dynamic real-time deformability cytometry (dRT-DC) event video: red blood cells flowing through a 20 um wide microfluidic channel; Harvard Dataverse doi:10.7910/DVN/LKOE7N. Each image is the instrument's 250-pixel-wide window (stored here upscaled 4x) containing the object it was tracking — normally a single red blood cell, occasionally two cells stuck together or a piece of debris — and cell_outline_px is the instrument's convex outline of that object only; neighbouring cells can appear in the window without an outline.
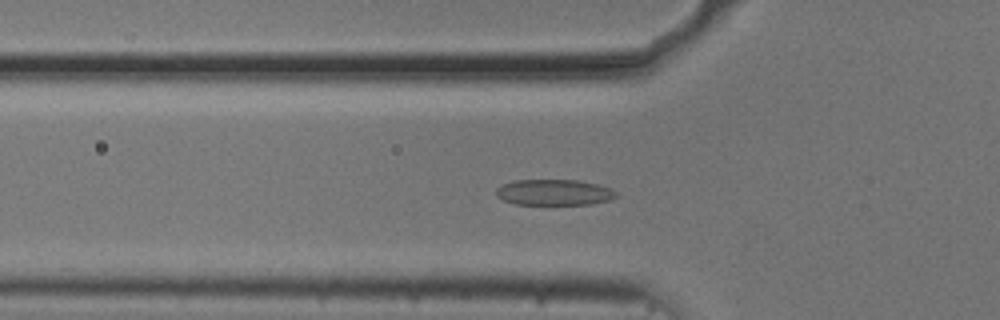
{"species": "common noctule bat (a hibernating species)", "species_latin": "Nyctalus noctula", "temperature_condition": "cold", "stored_images_in_passage": 42, "camera_frame_rate_fps": 3000, "um_per_image_px": 0.085, "animal": {"sex": "male", "body_mass_g": 20.5, "forearm_length_mm": 52.5}, "frame": {"image": 1, "passage_image": 6, "time_ms": 1.667, "image_size_px": [1000, 320], "cell_outline_px": [[616, 196], [608, 200], [592, 204], [516, 204], [504, 200], [496, 196], [496, 188], [504, 184], [516, 180], [576, 180], [596, 184], [612, 188], [616, 192]], "centroid_in_image_um": [47.09, 16.35], "position_along_channel_um": 78.7, "area_um2": 17.92}}
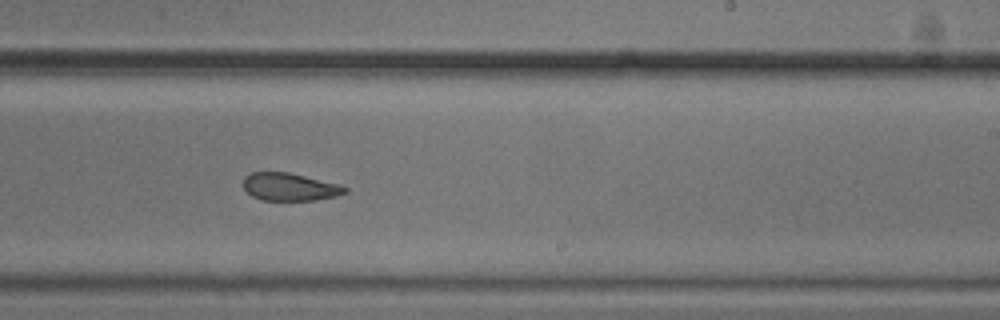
{"frame": {"image": 2, "passage_image": 21, "time_ms": 6.667, "image_size_px": [1000, 320], "cell_outline_px": [[348, 192], [336, 196], [316, 200], [260, 200], [252, 196], [244, 188], [244, 176], [252, 172], [288, 172], [340, 184], [348, 188]], "centroid_in_image_um": [24.64, 15.88], "position_along_channel_um": 264.4, "area_um2": 16.47}}
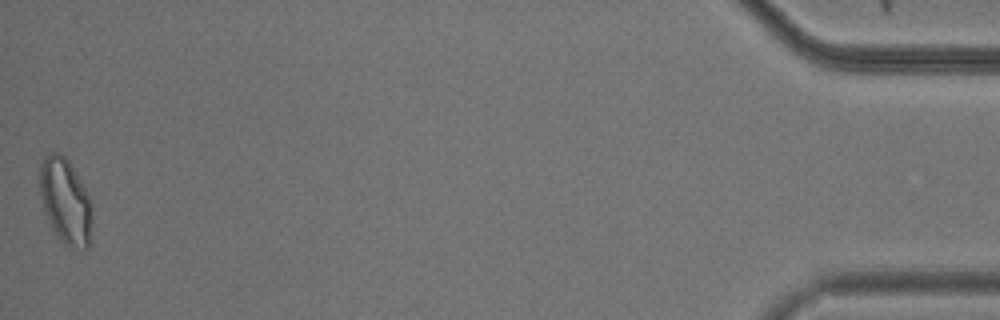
{"frame": {"image": 3, "passage_image": 42, "time_ms": 13.667, "image_size_px": [1000, 320], "cell_outline_px": [[92, 228], [88, 248], [84, 248], [64, 244], [60, 240], [52, 228], [48, 220], [44, 208], [40, 192], [40, 164], [44, 156], [48, 152], [56, 152], [64, 156], [68, 160], [84, 188], [88, 196], [92, 212]], "centroid_in_image_um": [5.55, 17.09], "position_along_channel_um": 429.6, "area_um2": 25.66}, "authors_computed_cell_mechanics": {"area_um2": 18.0625, "velocity_mm_per_s": 3.7052, "shape_relaxation_time_tau1_ms": 3.2169, "shape_relaxation_time_tau2_ms": 1.666, "deformation_change_tau1": 0.109, "deformation_change_tau2": 0.0794}}